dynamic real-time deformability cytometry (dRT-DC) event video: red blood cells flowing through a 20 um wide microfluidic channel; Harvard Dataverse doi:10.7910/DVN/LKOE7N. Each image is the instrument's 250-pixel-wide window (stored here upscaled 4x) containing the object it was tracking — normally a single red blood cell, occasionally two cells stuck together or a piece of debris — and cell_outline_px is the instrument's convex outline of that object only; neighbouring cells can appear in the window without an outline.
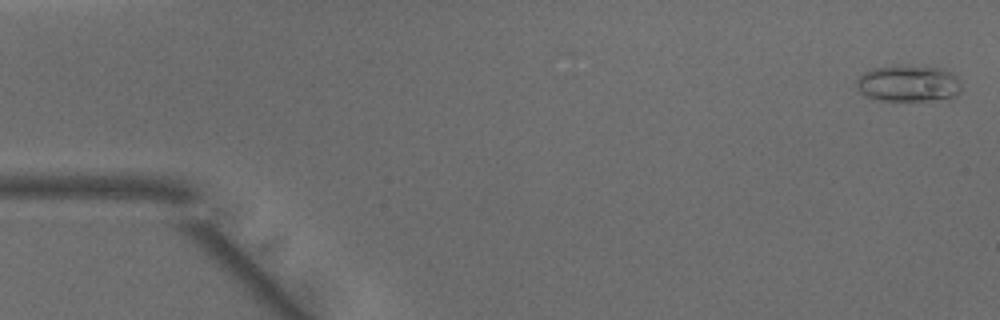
{"species": "common noctule bat (a hibernating species)", "species_latin": "Nyctalus noctula", "temperature_condition": "warm", "stored_images_in_passage": 48, "camera_frame_rate_fps": 3000, "um_per_image_px": 0.085, "animal": {"sex": "male", "body_mass_g": 15.6}, "frame": {"image": 1, "passage_image": 1, "time_ms": 0.0, "image_size_px": [1000, 320], "cell_outline_px": [[960, 92], [956, 96], [928, 100], [876, 100], [864, 96], [856, 88], [856, 80], [864, 72], [872, 68], [936, 68], [948, 72], [956, 76], [960, 88]], "centroid_in_image_um": [77.14, 7.15], "position_along_channel_um": 7.9, "area_um2": 21.33}}
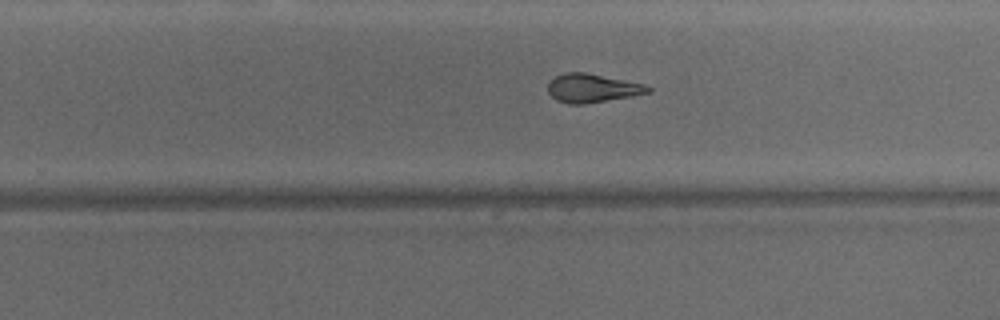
{"frame": {"image": 2, "passage_image": 30, "time_ms": 9.667, "image_size_px": [1000, 320], "cell_outline_px": [[652, 92], [632, 96], [584, 104], [568, 104], [556, 100], [548, 92], [548, 84], [556, 76], [564, 72], [584, 72], [644, 84], [652, 88]], "centroid_in_image_um": [50.34, 7.5], "position_along_channel_um": 279.5, "area_um2": 16.59}}
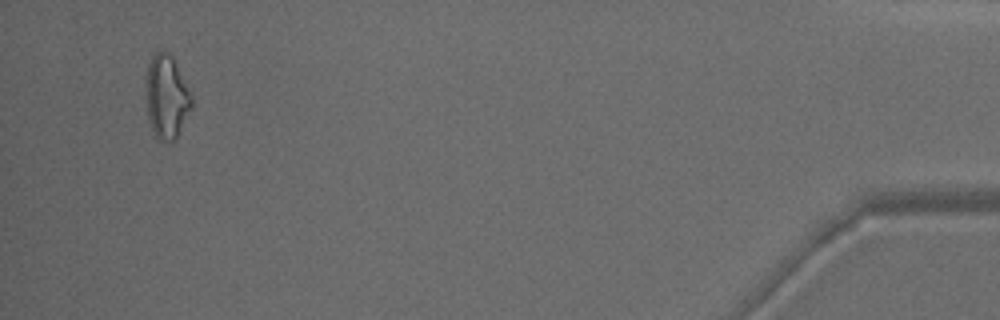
{"frame": {"image": 3, "passage_image": 46, "time_ms": 15.0, "image_size_px": [1000, 320], "cell_outline_px": [[192, 104], [176, 136], [172, 140], [168, 140], [156, 136], [148, 120], [148, 64], [152, 56], [156, 52], [164, 52], [172, 56], [192, 96]], "centroid_in_image_um": [14.17, 8.2], "position_along_channel_um": 421.0, "area_um2": 20.87}, "authors_computed_cell_mechanics": {"area_um2": 17.6579, "velocity_mm_per_s": 4.1554, "shape_relaxation_time_tau1_ms": 4.5958, "shape_relaxation_time_tau2_ms": 2.077, "deformation_change_tau1": 0.1714, "deformation_change_tau2": 0.101}}